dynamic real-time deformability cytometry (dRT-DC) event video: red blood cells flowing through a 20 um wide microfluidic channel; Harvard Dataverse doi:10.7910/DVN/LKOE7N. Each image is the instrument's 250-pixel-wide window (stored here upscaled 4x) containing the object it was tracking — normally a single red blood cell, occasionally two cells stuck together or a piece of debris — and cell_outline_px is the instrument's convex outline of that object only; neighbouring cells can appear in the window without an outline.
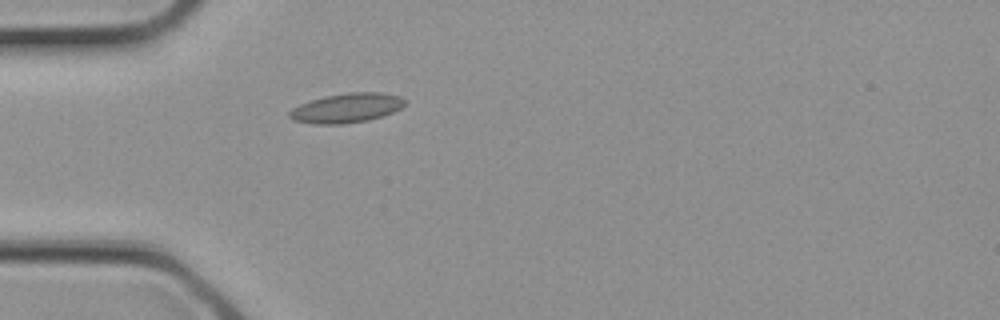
{"species": "common noctule bat (a hibernating species)", "species_latin": "Nyctalus noctula", "temperature_condition": "cold", "stored_images_in_passage": 3, "camera_frame_rate_fps": 3000, "um_per_image_px": 0.085, "animal": {"sex": "female", "body_mass_g": 21.9}, "frame": {"image": 1, "passage_image": 3, "time_ms": 0.667, "image_size_px": [1000, 320], "cell_outline_px": [[408, 100], [400, 108], [392, 112], [368, 120], [340, 124], [312, 124], [292, 120], [288, 116], [288, 112], [292, 108], [300, 104], [324, 96], [348, 92], [380, 92], [400, 96]], "centroid_in_image_um": [29.44, 9.17], "position_along_channel_um": 55.6, "area_um2": 19.83}}